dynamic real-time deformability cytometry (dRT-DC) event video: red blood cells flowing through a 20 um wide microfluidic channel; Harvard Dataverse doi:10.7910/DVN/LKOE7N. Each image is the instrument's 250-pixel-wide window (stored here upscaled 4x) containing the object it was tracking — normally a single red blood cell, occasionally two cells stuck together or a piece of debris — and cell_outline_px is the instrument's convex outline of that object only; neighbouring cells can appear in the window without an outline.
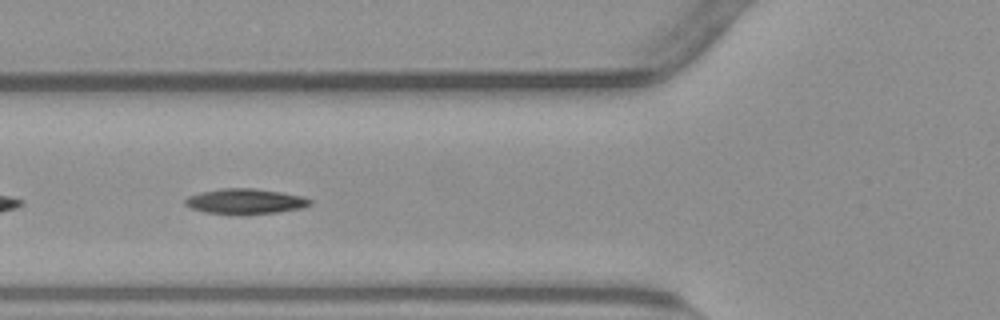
{"species": "common noctule bat (a hibernating species)", "species_latin": "Nyctalus noctula", "temperature_condition": "warm", "stored_images_in_passage": 37, "camera_frame_rate_fps": 3000, "um_per_image_px": 0.085, "animal": {"sex": "male", "body_mass_g": 23.1, "forearm_length_mm": 52.7}, "frame": {"image": 1, "passage_image": 6, "time_ms": 1.667, "image_size_px": [1000, 320], "cell_outline_px": [[312, 204], [300, 208], [276, 212], [248, 216], [204, 212], [192, 208], [184, 204], [184, 200], [188, 196], [200, 192], [224, 188], [252, 188], [280, 192], [304, 196], [312, 200]], "centroid_in_image_um": [20.84, 17.13], "position_along_channel_um": 105.0, "area_um2": 18.67}}
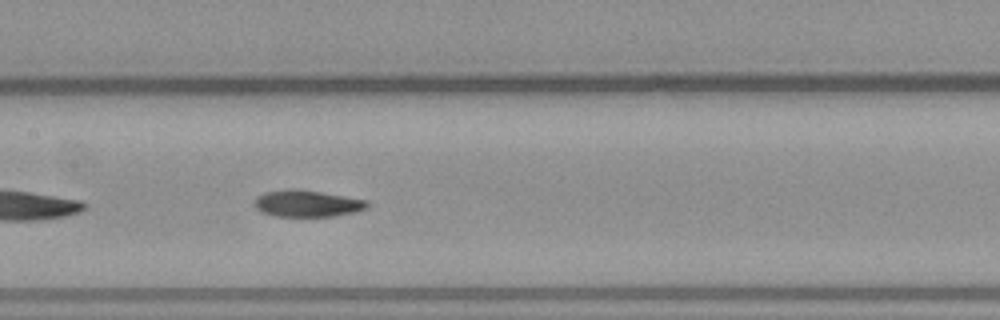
{"frame": {"image": 2, "passage_image": 12, "time_ms": 3.667, "image_size_px": [1000, 320], "cell_outline_px": [[368, 208], [356, 212], [332, 216], [276, 216], [264, 212], [256, 208], [256, 196], [264, 192], [292, 188], [296, 188], [368, 200]], "centroid_in_image_um": [26.13, 17.29], "position_along_channel_um": 181.3, "area_um2": 17.4}}
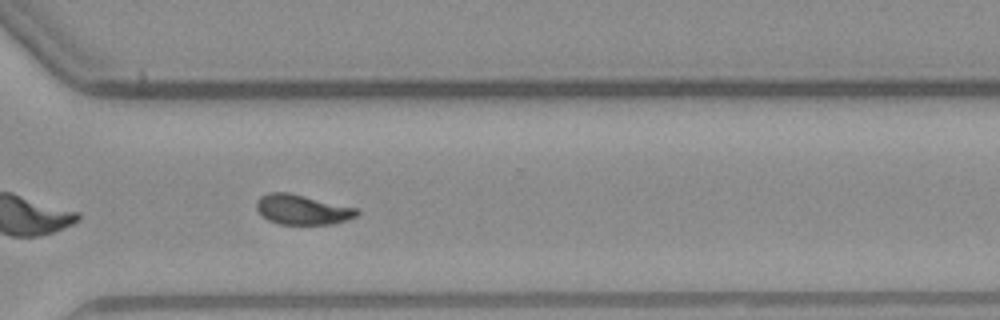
{"frame": {"image": 3, "passage_image": 25, "time_ms": 8.0, "image_size_px": [1000, 320], "cell_outline_px": [[360, 212], [356, 216], [348, 220], [332, 224], [280, 224], [268, 220], [256, 208], [256, 200], [260, 196], [268, 192], [288, 192], [356, 208]], "centroid_in_image_um": [25.68, 17.81], "position_along_channel_um": 344.9, "area_um2": 17.4}, "authors_computed_cell_mechanics": {"area_um2": 17.8024, "velocity_mm_per_s": 3.7895, "shape_relaxation_time_tau1_ms": 7.8181, "shape_relaxation_time_tau2_ms": 2.5254, "deformation_change_tau1": 0.2199, "deformation_change_tau2": 0.0675}}